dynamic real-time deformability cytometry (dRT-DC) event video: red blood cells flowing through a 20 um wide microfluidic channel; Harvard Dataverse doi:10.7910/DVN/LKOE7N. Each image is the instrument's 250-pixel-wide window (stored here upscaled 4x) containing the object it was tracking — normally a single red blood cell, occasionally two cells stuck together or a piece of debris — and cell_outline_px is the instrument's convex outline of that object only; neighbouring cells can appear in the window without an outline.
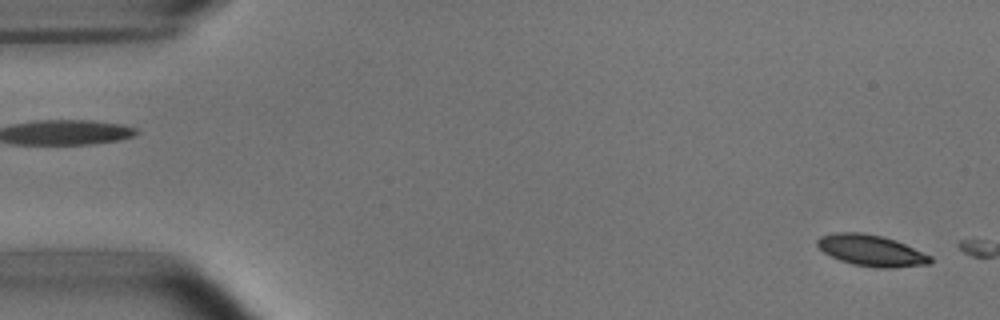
{"species": "common noctule bat (a hibernating species)", "species_latin": "Nyctalus noctula", "temperature_condition": "room temperature", "stored_images_in_passage": 3, "camera_frame_rate_fps": 3000, "um_per_image_px": 0.085, "animal": {"sex": "male", "body_mass_g": 15.6}, "frame": {"image": 1, "passage_image": 2, "time_ms": 0.333, "image_size_px": [1000, 320], "cell_outline_px": [[932, 264], [892, 268], [876, 268], [852, 264], [840, 260], [824, 252], [816, 244], [816, 240], [820, 236], [836, 232], [860, 232], [884, 236], [896, 240], [932, 256]], "centroid_in_image_um": [74.08, 21.29], "position_along_channel_um": 10.9, "area_um2": 20.75}}